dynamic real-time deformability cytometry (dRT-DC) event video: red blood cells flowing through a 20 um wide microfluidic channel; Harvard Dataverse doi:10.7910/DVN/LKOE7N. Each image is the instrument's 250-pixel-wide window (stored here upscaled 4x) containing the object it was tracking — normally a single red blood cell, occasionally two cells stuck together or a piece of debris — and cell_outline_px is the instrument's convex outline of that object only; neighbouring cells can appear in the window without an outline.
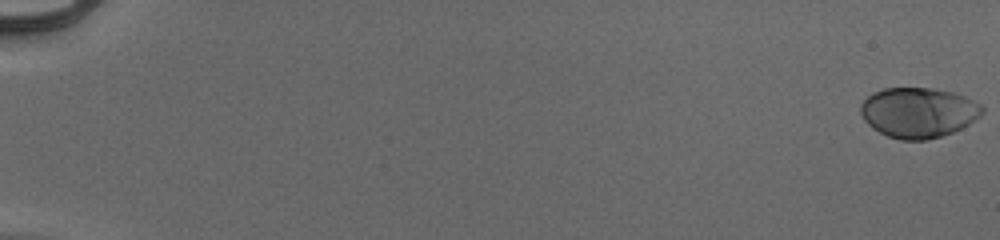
{"species": "human", "species_latin": "Homo sapiens", "temperature_condition": "cold", "stored_images_in_passage": 55, "camera_frame_rate_fps": 3000, "um_per_image_px": 0.085, "donor": {"sex": "male"}, "frame": {"image": 1, "passage_image": 1, "time_ms": 0.0, "image_size_px": [1000, 240], "cell_outline_px": [[984, 112], [980, 116], [968, 124], [952, 132], [928, 140], [900, 140], [888, 136], [872, 128], [864, 120], [860, 112], [860, 104], [872, 92], [884, 88], [932, 88], [952, 92], [964, 96], [980, 104], [984, 108]], "centroid_in_image_um": [78.04, 9.56], "position_along_channel_um": 7.0, "area_um2": 35.55}}
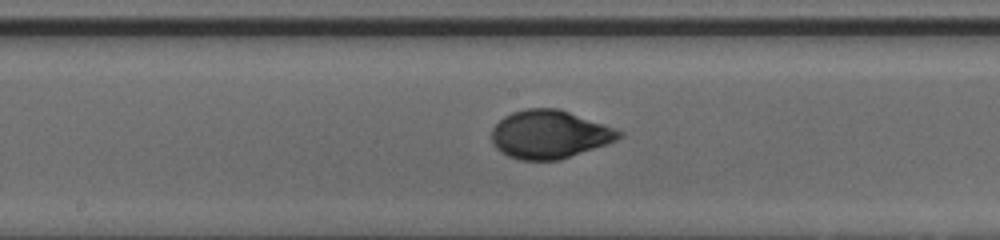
{"frame": {"image": 2, "passage_image": 32, "time_ms": 10.333, "image_size_px": [1000, 240], "cell_outline_px": [[624, 136], [616, 140], [560, 160], [520, 160], [508, 156], [500, 152], [492, 144], [492, 128], [504, 116], [512, 112], [524, 108], [560, 108], [604, 124], [624, 132]], "centroid_in_image_um": [46.69, 11.41], "position_along_channel_um": 201.5, "area_um2": 35.89}}
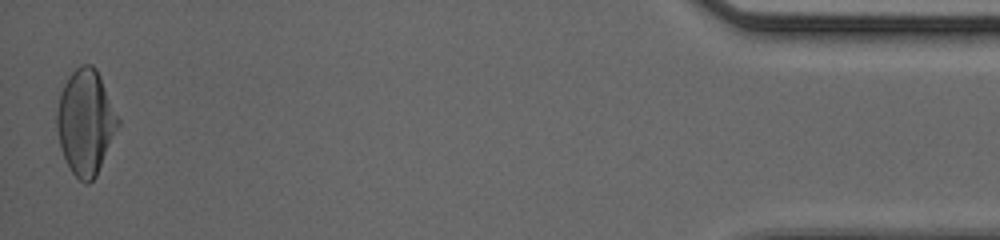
{"frame": {"image": 3, "passage_image": 55, "time_ms": 18.0, "image_size_px": [1000, 240], "cell_outline_px": [[120, 124], [96, 176], [88, 184], [84, 184], [72, 172], [64, 156], [60, 144], [56, 124], [56, 112], [60, 92], [68, 76], [80, 64], [92, 64], [96, 68], [100, 76], [120, 120]], "centroid_in_image_um": [7.28, 10.36], "position_along_channel_um": 427.9, "area_um2": 37.28}, "authors_computed_cell_mechanics": {"area_um2": 35.3736, "velocity_mm_per_s": 3.952, "shape_relaxation_time_tau1_ms": 3.6319, "shape_relaxation_time_tau2_ms": null, "deformation_change_tau1": 0.1736, "deformation_change_tau2": null}}